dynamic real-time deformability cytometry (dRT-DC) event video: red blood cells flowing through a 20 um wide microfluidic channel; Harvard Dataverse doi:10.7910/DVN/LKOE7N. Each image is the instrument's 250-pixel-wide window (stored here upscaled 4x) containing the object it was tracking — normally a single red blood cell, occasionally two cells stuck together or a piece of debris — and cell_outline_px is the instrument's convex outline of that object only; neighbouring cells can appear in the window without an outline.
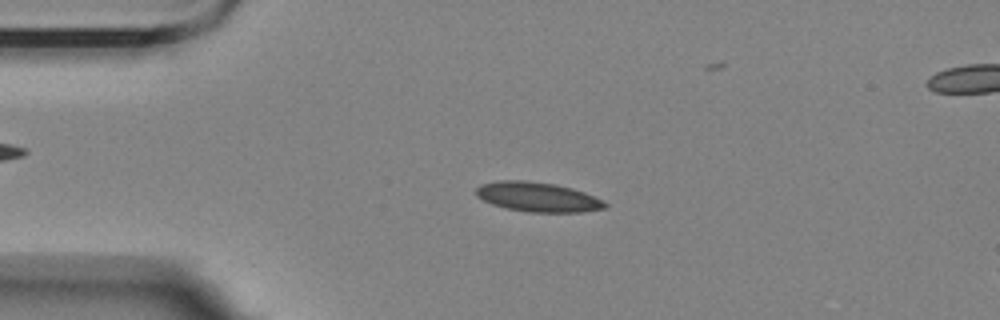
{"species": "Egyptian fruit bat (a non-hibernating species)", "species_latin": "Rousettus aegyptiacus", "temperature_condition": "room temperature", "stored_images_in_passage": 57, "segment_of_instrument_passage": [1, 2], "camera_frame_rate_fps": 3000, "um_per_image_px": 0.085, "animal": {"sex": "female"}, "frame": {"image": 1, "passage_image": 12, "time_ms": 3.667, "image_size_px": [1000, 320], "cell_outline_px": [[608, 208], [580, 212], [528, 212], [508, 208], [492, 204], [476, 196], [476, 188], [480, 184], [496, 180], [524, 180], [556, 184], [572, 188], [584, 192], [604, 200], [608, 204]], "centroid_in_image_um": [45.72, 16.73], "position_along_channel_um": 39.3, "area_um2": 22.37}}
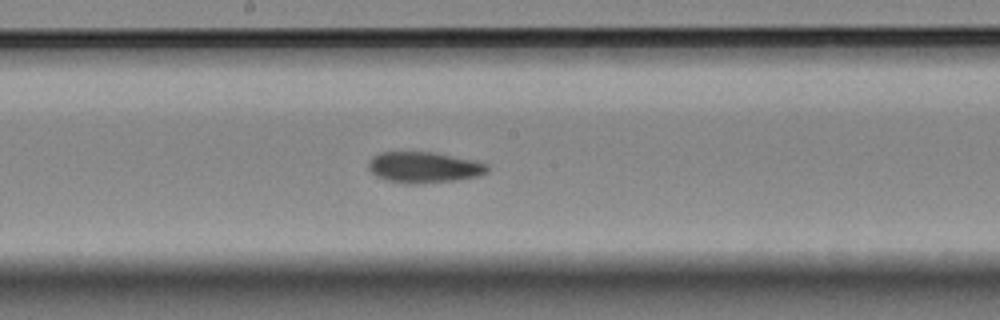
{"frame": {"image": 2, "passage_image": 29, "time_ms": 9.333, "image_size_px": [1000, 320], "cell_outline_px": [[488, 172], [480, 176], [456, 180], [416, 184], [404, 184], [384, 180], [376, 176], [368, 168], [368, 160], [372, 156], [380, 152], [432, 152], [472, 160], [488, 164]], "centroid_in_image_um": [36.0, 14.23], "position_along_channel_um": 212.2, "area_um2": 21.62}}
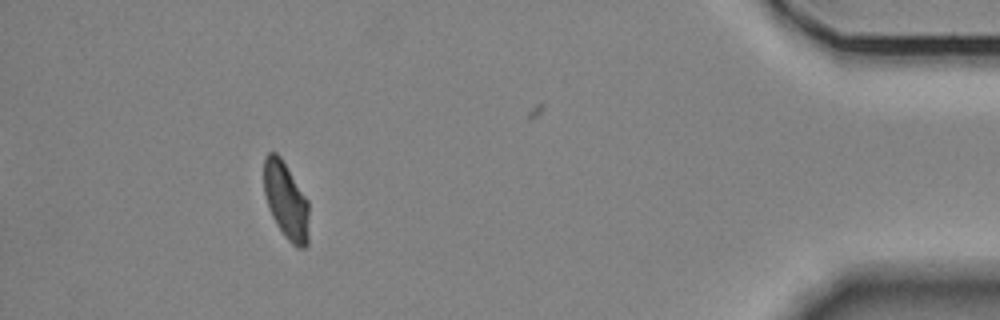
{"frame": {"image": 3, "passage_image": 51, "time_ms": 16.667, "image_size_px": [1000, 320], "cell_outline_px": [[308, 244], [304, 248], [296, 248], [288, 240], [276, 224], [272, 216], [264, 192], [264, 156], [268, 152], [276, 152], [280, 156], [308, 200]], "centroid_in_image_um": [24.31, 17.06], "position_along_channel_um": 410.9, "area_um2": 20.11}}